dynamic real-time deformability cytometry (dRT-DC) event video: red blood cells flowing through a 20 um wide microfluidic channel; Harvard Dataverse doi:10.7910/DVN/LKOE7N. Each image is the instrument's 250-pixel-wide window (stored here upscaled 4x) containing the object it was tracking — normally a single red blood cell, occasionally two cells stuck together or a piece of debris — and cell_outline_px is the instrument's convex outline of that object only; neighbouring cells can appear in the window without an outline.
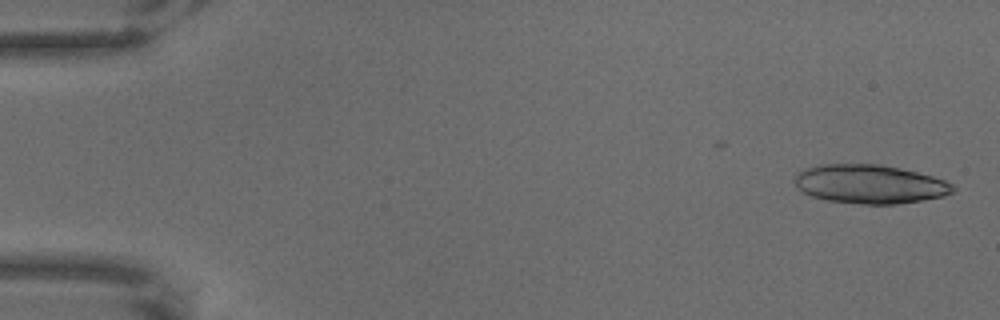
{"species": "common noctule bat (a hibernating species)", "species_latin": "Nyctalus noctula", "temperature_condition": "warm", "stored_images_in_passage": 45, "camera_frame_rate_fps": 3000, "um_per_image_px": 0.085, "animal": {"sex": "male", "body_mass_g": 18.8}, "frame": {"image": 1, "passage_image": 2, "time_ms": 0.333, "image_size_px": [1000, 320], "cell_outline_px": [[956, 192], [944, 196], [896, 204], [860, 204], [828, 200], [812, 196], [804, 192], [796, 184], [796, 176], [804, 168], [820, 164], [880, 164], [900, 168], [932, 176], [944, 180], [952, 184], [956, 188]], "centroid_in_image_um": [73.97, 15.64], "position_along_channel_um": 11.0, "area_um2": 35.6}}
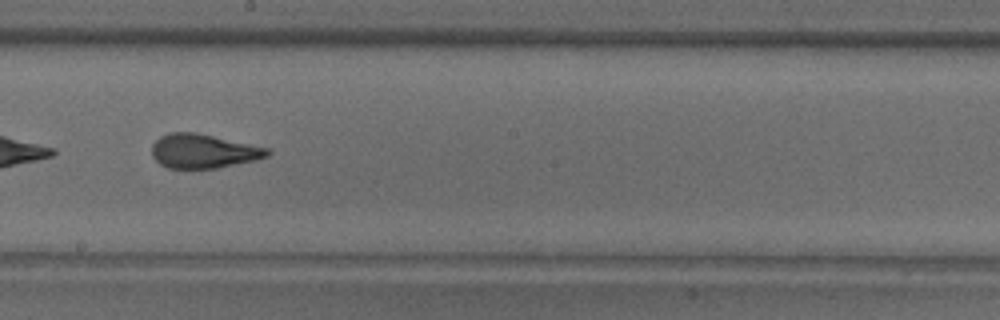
{"frame": {"image": 2, "passage_image": 37, "time_ms": 12.0, "image_size_px": [1000, 320], "cell_outline_px": [[272, 152], [268, 156], [256, 160], [216, 168], [168, 168], [160, 164], [152, 156], [152, 144], [160, 136], [168, 132], [196, 132], [268, 148]], "centroid_in_image_um": [17.27, 12.84], "position_along_channel_um": 230.9, "area_um2": 22.95}}